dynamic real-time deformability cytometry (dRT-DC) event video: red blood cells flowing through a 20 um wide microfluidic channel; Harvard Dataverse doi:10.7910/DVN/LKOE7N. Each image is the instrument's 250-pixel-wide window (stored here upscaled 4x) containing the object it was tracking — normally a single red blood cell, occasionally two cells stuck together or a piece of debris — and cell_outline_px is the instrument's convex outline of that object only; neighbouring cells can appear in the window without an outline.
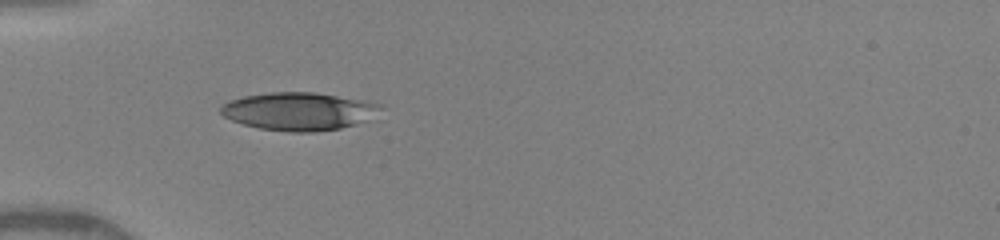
{"species": "human", "species_latin": "Homo sapiens", "temperature_condition": "warm", "stored_images_in_passage": 8, "camera_frame_rate_fps": 3000, "um_per_image_px": 0.085, "donor": {"sex": "female"}, "frame": {"image": 1, "passage_image": 1, "time_ms": 0.0, "image_size_px": [1000, 240], "cell_outline_px": [[380, 108], [356, 124], [340, 128], [316, 132], [288, 132], [260, 128], [244, 124], [232, 120], [224, 116], [220, 112], [220, 108], [228, 100], [244, 96], [268, 92], [312, 92], [336, 96], [380, 104]], "centroid_in_image_um": [25.27, 9.46], "position_along_channel_um": 59.7, "area_um2": 34.51}}
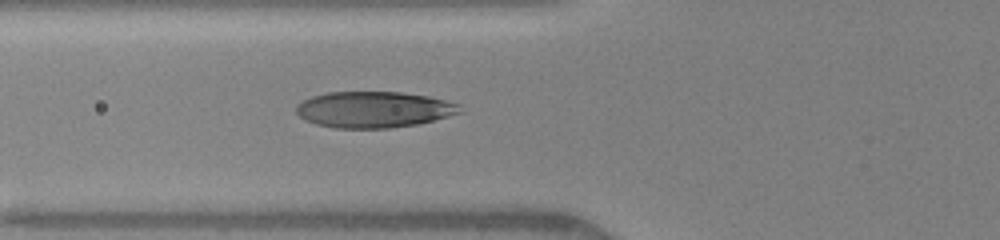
{"frame": {"image": 2, "passage_image": 5, "time_ms": 1.0, "image_size_px": [1000, 240], "cell_outline_px": [[464, 112], [420, 124], [388, 128], [336, 128], [316, 124], [304, 120], [296, 112], [296, 104], [312, 96], [328, 92], [400, 92], [428, 96], [460, 104]], "centroid_in_image_um": [31.79, 9.31], "position_along_channel_um": 94.0, "area_um2": 34.68}}
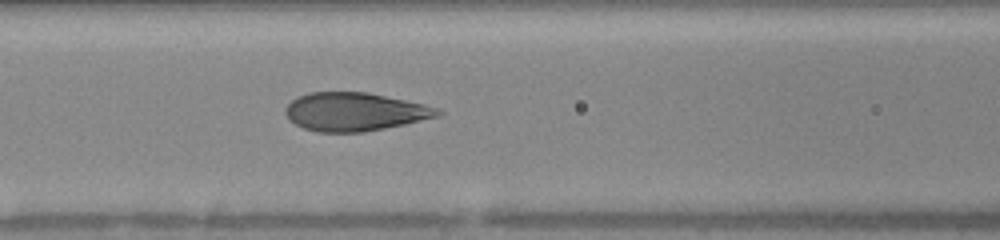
{"frame": {"image": 3, "passage_image": 8, "time_ms": 2.0, "image_size_px": [1000, 240], "cell_outline_px": [[444, 112], [440, 116], [404, 124], [364, 132], [316, 132], [304, 128], [288, 120], [284, 112], [284, 108], [296, 96], [308, 92], [368, 92], [424, 104], [436, 108]], "centroid_in_image_um": [30.11, 9.49], "position_along_channel_um": 136.5, "area_um2": 34.16}}